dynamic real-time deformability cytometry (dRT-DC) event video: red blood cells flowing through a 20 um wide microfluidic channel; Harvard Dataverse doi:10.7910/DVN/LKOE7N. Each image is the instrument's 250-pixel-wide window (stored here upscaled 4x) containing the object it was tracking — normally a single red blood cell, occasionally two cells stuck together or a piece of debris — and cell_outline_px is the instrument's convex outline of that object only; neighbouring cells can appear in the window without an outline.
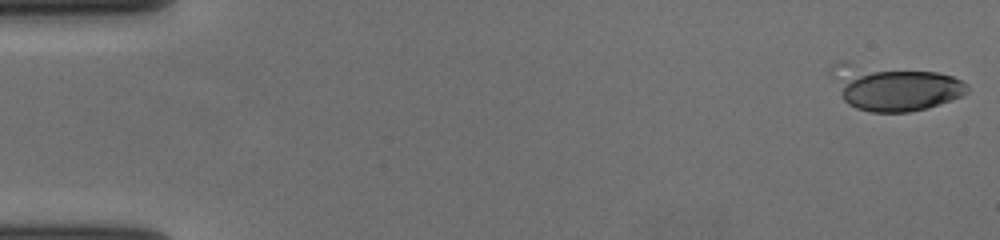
{"species": "human", "species_latin": "Homo sapiens", "temperature_condition": "cold", "stored_images_in_passage": 52, "camera_frame_rate_fps": 3000, "um_per_image_px": 0.085, "donor": {"sex": "female"}, "frame": {"image": 1, "passage_image": 1, "time_ms": 0.0, "image_size_px": [1000, 240], "cell_outline_px": [[968, 92], [952, 100], [924, 108], [908, 112], [868, 112], [856, 108], [848, 104], [844, 100], [828, 72], [828, 68], [832, 64], [840, 60], [844, 60], [936, 72], [952, 76], [960, 80], [968, 88]], "centroid_in_image_um": [75.87, 7.39], "position_along_channel_um": 9.1, "area_um2": 36.76}}
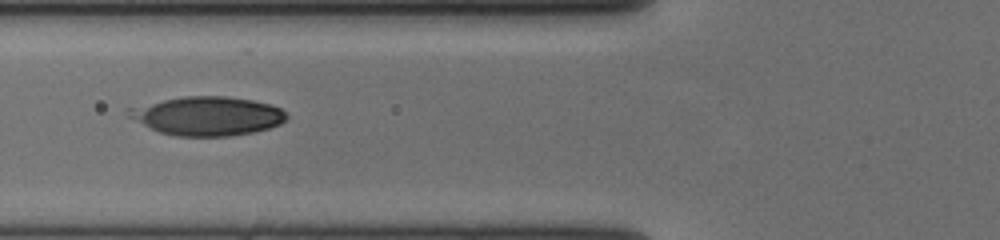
{"frame": {"image": 2, "passage_image": 23, "time_ms": 7.333, "image_size_px": [1000, 240], "cell_outline_px": [[288, 116], [280, 124], [268, 128], [252, 132], [228, 136], [176, 136], [160, 132], [128, 116], [124, 112], [128, 108], [164, 100], [184, 96], [228, 96], [252, 100], [268, 104], [280, 108]], "centroid_in_image_um": [17.63, 9.85], "position_along_channel_um": 108.2, "area_um2": 35.32}}
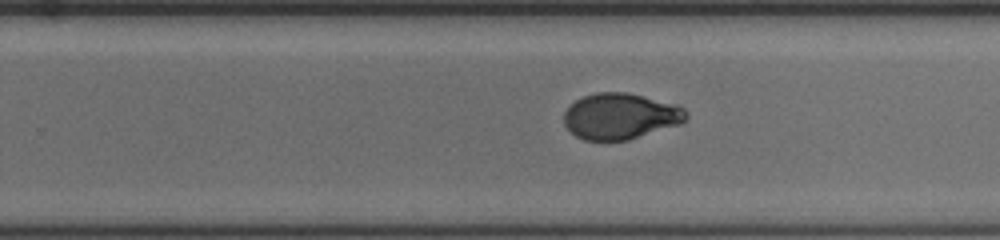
{"frame": {"image": 3, "passage_image": 37, "time_ms": 12.0, "image_size_px": [1000, 240], "cell_outline_px": [[688, 116], [680, 124], [628, 140], [584, 140], [576, 136], [564, 124], [564, 112], [576, 100], [584, 96], [596, 92], [624, 92], [644, 96], [680, 104], [688, 112]], "centroid_in_image_um": [52.77, 9.87], "position_along_channel_um": 277.0, "area_um2": 32.83}, "authors_computed_cell_mechanics": {"area_um2": 32.8304, "velocity_mm_per_s": 3.621, "shape_relaxation_time_tau1_ms": 2.2615, "shape_relaxation_time_tau2_ms": 1.9073, "deformation_change_tau1": 0.1701, "deformation_change_tau2": 0.0323}}